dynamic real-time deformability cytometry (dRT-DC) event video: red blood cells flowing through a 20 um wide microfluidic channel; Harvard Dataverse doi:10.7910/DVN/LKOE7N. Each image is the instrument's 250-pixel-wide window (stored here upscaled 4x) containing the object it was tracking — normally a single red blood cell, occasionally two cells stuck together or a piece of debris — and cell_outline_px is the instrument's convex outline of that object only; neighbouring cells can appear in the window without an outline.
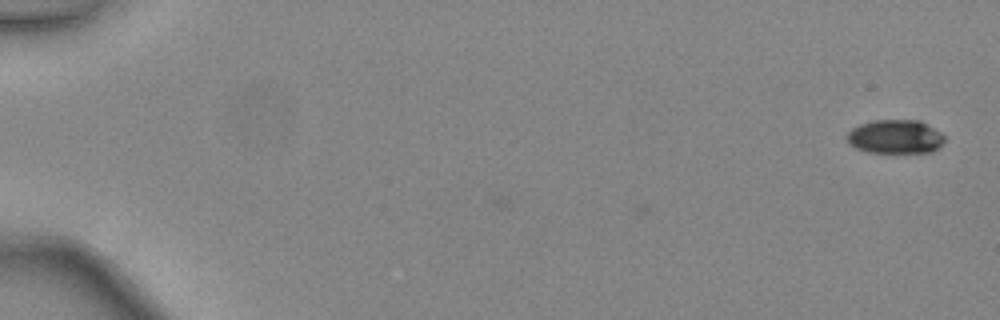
{"species": "common noctule bat (a hibernating species)", "species_latin": "Nyctalus noctula", "temperature_condition": "warm", "stored_images_in_passage": 3, "camera_frame_rate_fps": 3000, "um_per_image_px": 0.085, "animal": {"sex": "female", "body_mass_g": 24.6, "forearm_length_mm": 56.2}, "frame": {"image": 1, "passage_image": 3, "time_ms": 0.667, "image_size_px": [1000, 320], "cell_outline_px": [[944, 140], [932, 152], [868, 152], [856, 148], [848, 144], [844, 136], [852, 128], [860, 124], [872, 120], [920, 120], [928, 124], [940, 132], [944, 136]], "centroid_in_image_um": [76.05, 11.61], "position_along_channel_um": 9.0, "area_um2": 19.31}}